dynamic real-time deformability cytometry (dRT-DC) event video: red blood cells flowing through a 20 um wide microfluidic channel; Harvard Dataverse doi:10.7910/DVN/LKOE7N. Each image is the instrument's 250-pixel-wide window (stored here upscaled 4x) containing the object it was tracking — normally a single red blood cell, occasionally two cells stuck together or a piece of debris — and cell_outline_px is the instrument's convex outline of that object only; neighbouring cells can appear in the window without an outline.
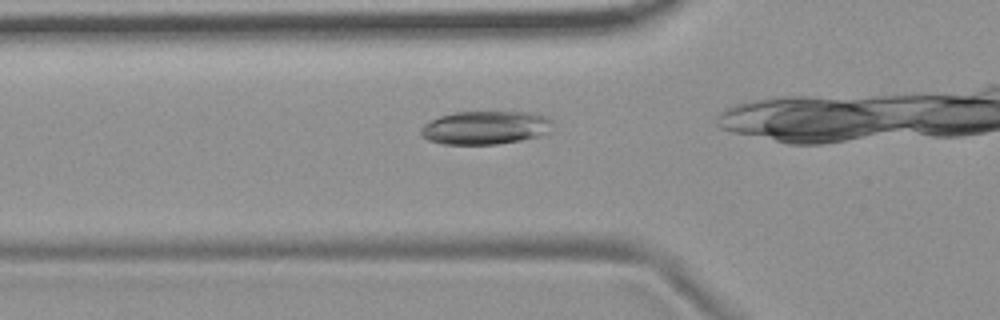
{"species": "common noctule bat (a hibernating species)", "species_latin": "Nyctalus noctula", "temperature_condition": "room temperature", "stored_images_in_passage": 35, "camera_frame_rate_fps": 3000, "um_per_image_px": 0.085, "animal": {"sex": "female", "body_mass_g": 19.9}, "frame": {"image": 1, "passage_image": 11, "time_ms": 3.333, "image_size_px": [1000, 320], "cell_outline_px": [[552, 132], [520, 140], [496, 144], [444, 144], [428, 140], [420, 132], [420, 128], [424, 124], [440, 116], [452, 112], [528, 112], [548, 116], [552, 120]], "centroid_in_image_um": [41.28, 10.84], "position_along_channel_um": 84.5, "area_um2": 25.66}}